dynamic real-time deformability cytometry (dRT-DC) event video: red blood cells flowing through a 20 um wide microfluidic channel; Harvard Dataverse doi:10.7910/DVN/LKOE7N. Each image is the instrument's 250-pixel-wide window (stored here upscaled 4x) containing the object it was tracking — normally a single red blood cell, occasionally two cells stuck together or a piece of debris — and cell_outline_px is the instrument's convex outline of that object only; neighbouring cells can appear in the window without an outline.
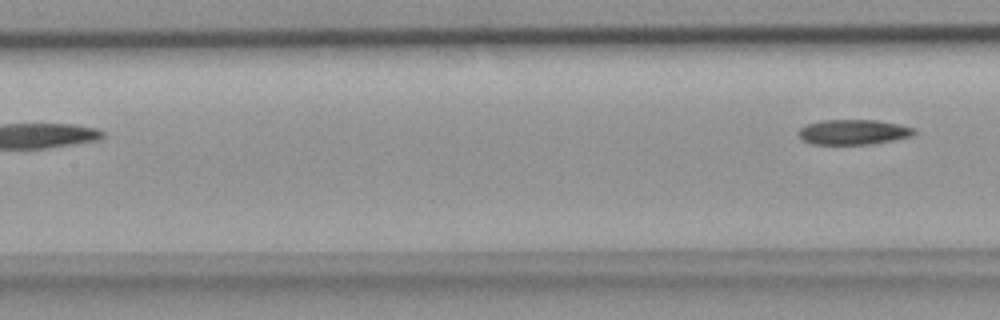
{"species": "common noctule bat (a hibernating species)", "species_latin": "Nyctalus noctula", "temperature_condition": "room temperature", "stored_images_in_passage": 5, "segment_of_instrument_passage": [2, 2], "camera_frame_rate_fps": 3000, "um_per_image_px": 0.085, "animal": {"sex": "female", "body_mass_g": 18.4}, "frame": {"image": 1, "passage_image": 5, "time_ms": 1.333, "image_size_px": [1000, 320], "cell_outline_px": [[916, 132], [912, 136], [892, 140], [868, 144], [812, 144], [804, 140], [800, 136], [800, 128], [808, 124], [824, 120], [876, 120], [916, 128]], "centroid_in_image_um": [72.57, 11.22], "position_along_channel_um": 134.8, "area_um2": 16.59}}